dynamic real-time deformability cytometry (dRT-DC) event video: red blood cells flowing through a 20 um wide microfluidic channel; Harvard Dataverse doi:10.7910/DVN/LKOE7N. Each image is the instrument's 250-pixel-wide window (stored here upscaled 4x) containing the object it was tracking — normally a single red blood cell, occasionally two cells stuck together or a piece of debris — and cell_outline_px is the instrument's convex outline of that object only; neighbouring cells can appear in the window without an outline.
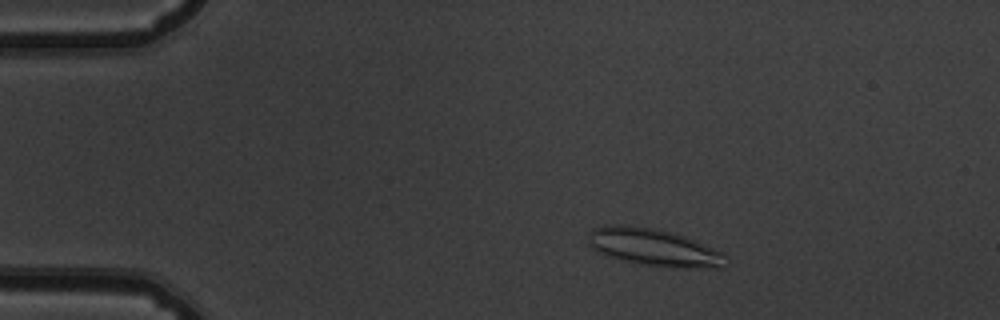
{"species": "common noctule bat (a hibernating species)", "species_latin": "Nyctalus noctula", "temperature_condition": "warm", "stored_images_in_passage": 52, "camera_frame_rate_fps": 3000, "um_per_image_px": 0.085, "animal": {"sex": "male", "body_mass_g": 19.5, "forearm_length_mm": 54.6}, "frame": {"image": 1, "passage_image": 8, "time_ms": 2.333, "image_size_px": [1000, 320], "cell_outline_px": [[728, 256], [724, 268], [668, 268], [640, 264], [608, 256], [592, 248], [588, 244], [588, 232], [592, 228], [608, 224], [624, 224], [652, 228], [672, 232], [696, 240], [724, 252]], "centroid_in_image_um": [55.61, 21.03], "position_along_channel_um": 29.4, "area_um2": 30.52}}
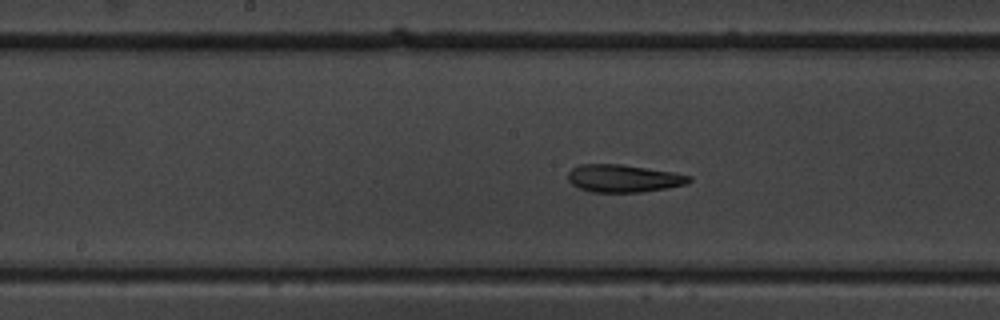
{"frame": {"image": 2, "passage_image": 26, "time_ms": 8.333, "image_size_px": [1000, 320], "cell_outline_px": [[692, 180], [688, 184], [668, 188], [640, 192], [592, 192], [580, 188], [572, 184], [568, 180], [568, 172], [572, 168], [580, 164], [620, 164], [672, 172], [692, 176]], "centroid_in_image_um": [53.01, 15.16], "position_along_channel_um": 195.2, "area_um2": 19.48}}
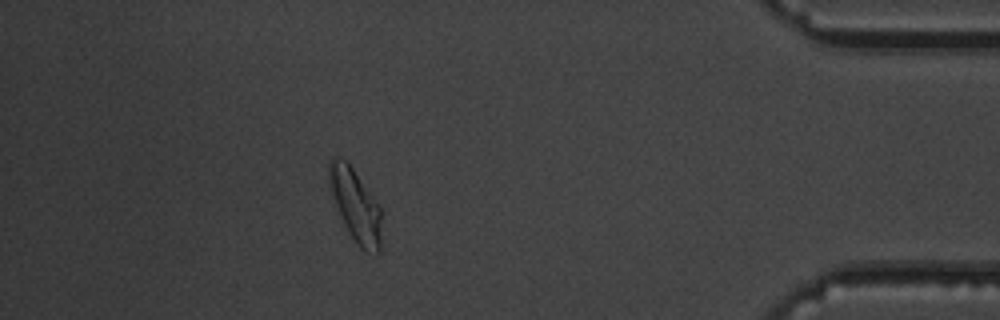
{"frame": {"image": 3, "passage_image": 46, "time_ms": 15.0, "image_size_px": [1000, 320], "cell_outline_px": [[380, 252], [376, 256], [364, 252], [356, 244], [344, 224], [328, 188], [328, 160], [332, 156], [340, 156], [352, 168], [380, 204]], "centroid_in_image_um": [30.19, 17.45], "position_along_channel_um": 405.0, "area_um2": 22.54}, "authors_computed_cell_mechanics": {"area_um2": 21.1259, "velocity_mm_per_s": 3.7997, "shape_relaxation_time_tau1_ms": null, "shape_relaxation_time_tau2_ms": 2.1139, "deformation_change_tau1": null, "deformation_change_tau2": 0.1007}}